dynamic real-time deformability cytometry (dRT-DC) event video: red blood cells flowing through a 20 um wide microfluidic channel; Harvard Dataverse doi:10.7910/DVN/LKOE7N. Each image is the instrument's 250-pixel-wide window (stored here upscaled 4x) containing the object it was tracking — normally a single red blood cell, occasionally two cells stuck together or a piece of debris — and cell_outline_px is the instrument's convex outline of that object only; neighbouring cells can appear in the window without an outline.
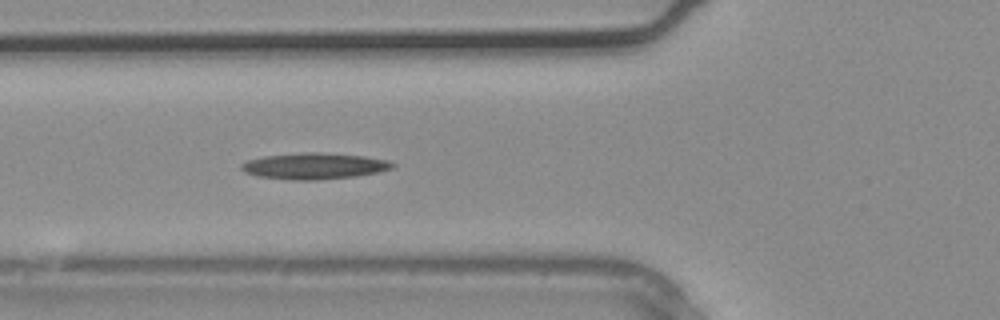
{"species": "common noctule bat (a hibernating species)", "species_latin": "Nyctalus noctula", "temperature_condition": "warm", "stored_images_in_passage": 2, "camera_frame_rate_fps": 3000, "um_per_image_px": 0.085, "animal": {"sex": "male", "body_mass_g": 20.4}, "frame": {"image": 1, "passage_image": 2, "time_ms": 0.333, "image_size_px": [1000, 320], "cell_outline_px": [[396, 164], [392, 168], [380, 172], [356, 176], [316, 180], [296, 180], [260, 176], [244, 172], [240, 168], [240, 164], [248, 160], [264, 156], [304, 152], [320, 152], [364, 156], [388, 160]], "centroid_in_image_um": [26.74, 14.11], "position_along_channel_um": 99.1, "area_um2": 23.06}}